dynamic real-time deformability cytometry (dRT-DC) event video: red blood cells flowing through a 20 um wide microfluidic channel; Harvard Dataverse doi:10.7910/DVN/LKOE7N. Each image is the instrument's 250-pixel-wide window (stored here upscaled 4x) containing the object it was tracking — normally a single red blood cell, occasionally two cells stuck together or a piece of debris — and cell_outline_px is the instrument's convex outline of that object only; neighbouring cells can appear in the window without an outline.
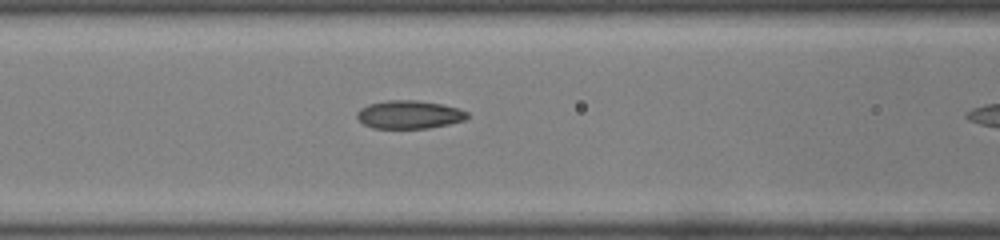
{"species": "common noctule bat (a hibernating species)", "species_latin": "Nyctalus noctula", "temperature_condition": "room temperature", "stored_images_in_passage": 11, "camera_frame_rate_fps": 3000, "um_per_image_px": 0.085, "animal": {"sex": "male", "body_mass_g": 19.0, "forearm_length_mm": 50.8}, "frame": {"image": 1, "passage_image": 10, "time_ms": 3.0, "image_size_px": [1000, 240], "cell_outline_px": [[468, 116], [464, 120], [448, 124], [428, 128], [372, 128], [364, 124], [356, 116], [356, 112], [360, 108], [368, 104], [388, 100], [416, 100], [444, 104], [460, 108], [468, 112]], "centroid_in_image_um": [34.79, 9.73], "position_along_channel_um": 131.8, "area_um2": 18.21}}